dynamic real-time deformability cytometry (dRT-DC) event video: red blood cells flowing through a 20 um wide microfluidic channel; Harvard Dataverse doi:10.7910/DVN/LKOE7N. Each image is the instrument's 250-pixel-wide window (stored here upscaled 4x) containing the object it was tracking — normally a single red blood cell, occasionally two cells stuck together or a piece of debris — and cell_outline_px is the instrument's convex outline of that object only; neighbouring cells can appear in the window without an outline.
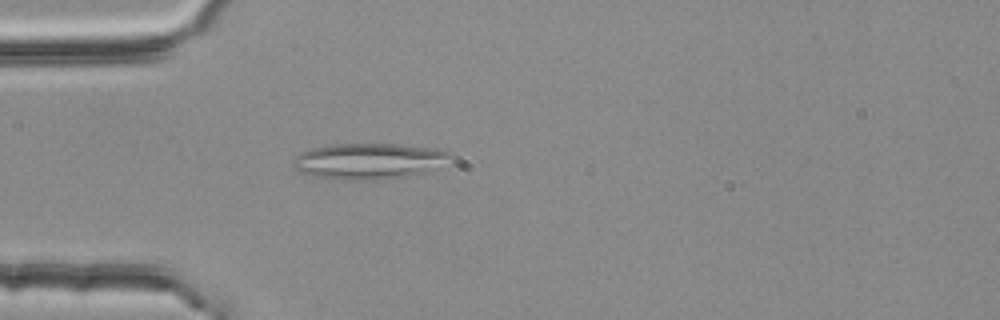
{"species": "common noctule bat (a hibernating species)", "species_latin": "Nyctalus noctula", "temperature_condition": "room temperature", "stored_images_in_passage": 54, "segment_of_instrument_passage": [1, 2], "camera_frame_rate_fps": 3000, "um_per_image_px": 0.085, "animal": {"sex": "female", "body_mass_g": 25.1}, "frame": {"image": 1, "passage_image": 15, "time_ms": 4.667, "image_size_px": [1000, 320], "cell_outline_px": [[452, 156], [448, 168], [416, 176], [384, 180], [344, 180], [312, 176], [300, 172], [292, 164], [292, 160], [300, 152], [312, 148], [332, 144], [400, 144], [440, 148], [448, 152]], "centroid_in_image_um": [31.53, 13.72], "position_along_channel_um": 53.5, "area_um2": 34.39}}